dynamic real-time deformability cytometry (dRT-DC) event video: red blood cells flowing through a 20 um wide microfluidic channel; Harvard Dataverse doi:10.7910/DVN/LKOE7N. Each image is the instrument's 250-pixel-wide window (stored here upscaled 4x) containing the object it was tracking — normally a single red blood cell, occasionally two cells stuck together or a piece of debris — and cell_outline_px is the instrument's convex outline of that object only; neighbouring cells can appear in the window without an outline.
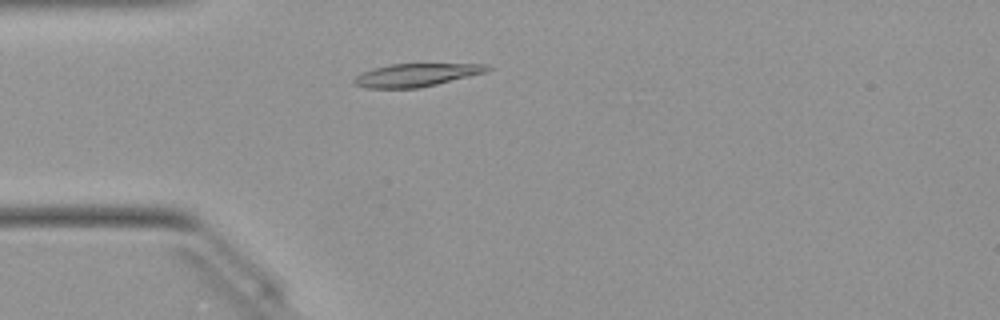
{"species": "Egyptian fruit bat (a non-hibernating species)", "species_latin": "Rousettus aegyptiacus", "temperature_condition": "warm", "stored_images_in_passage": 19, "camera_frame_rate_fps": 3000, "um_per_image_px": 0.085, "animal": {"sex": "female"}, "frame": {"image": 1, "passage_image": 8, "time_ms": 2.333, "image_size_px": [1000, 320], "cell_outline_px": [[492, 68], [488, 72], [420, 88], [364, 88], [352, 84], [352, 80], [356, 76], [372, 68], [388, 64], [484, 64]], "centroid_in_image_um": [35.35, 6.38], "position_along_channel_um": 49.6, "area_um2": 17.98}}
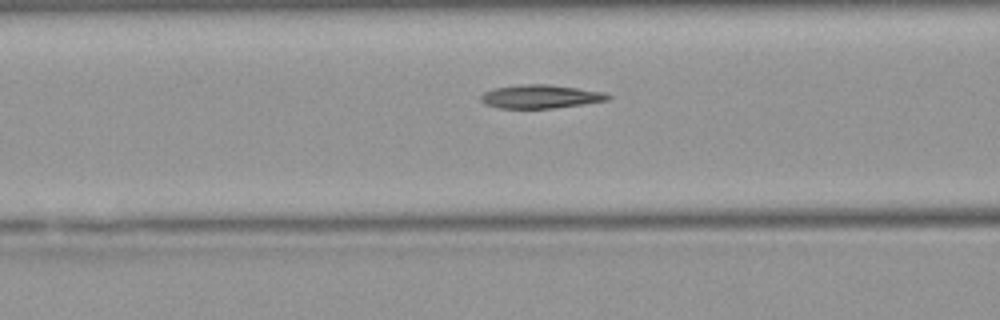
{"frame": {"image": 2, "passage_image": 14, "time_ms": 4.333, "image_size_px": [1000, 320], "cell_outline_px": [[612, 100], [552, 108], [500, 108], [484, 104], [480, 100], [480, 96], [484, 92], [496, 88], [520, 84], [548, 84], [608, 92], [612, 96]], "centroid_in_image_um": [46.0, 8.2], "position_along_channel_um": 120.6, "area_um2": 17.57}}
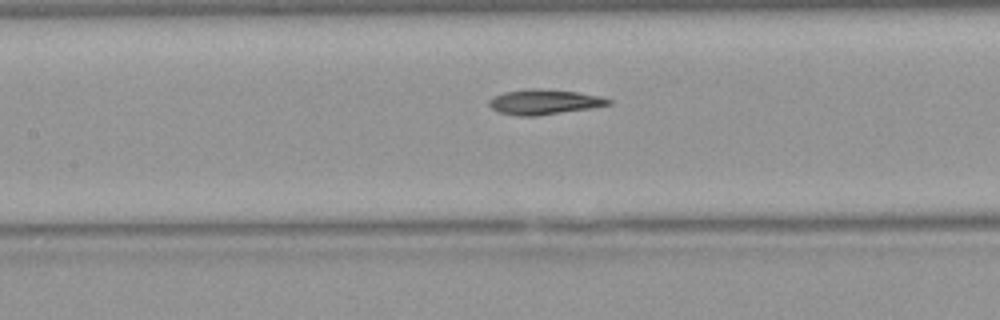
{"frame": {"image": 3, "passage_image": 17, "time_ms": 5.333, "image_size_px": [1000, 320], "cell_outline_px": [[612, 104], [592, 108], [536, 116], [516, 116], [496, 112], [488, 104], [488, 100], [492, 96], [504, 92], [528, 88], [540, 88], [576, 92], [600, 96], [612, 100]], "centroid_in_image_um": [46.21, 8.66], "position_along_channel_um": 161.2, "area_um2": 17.69}}